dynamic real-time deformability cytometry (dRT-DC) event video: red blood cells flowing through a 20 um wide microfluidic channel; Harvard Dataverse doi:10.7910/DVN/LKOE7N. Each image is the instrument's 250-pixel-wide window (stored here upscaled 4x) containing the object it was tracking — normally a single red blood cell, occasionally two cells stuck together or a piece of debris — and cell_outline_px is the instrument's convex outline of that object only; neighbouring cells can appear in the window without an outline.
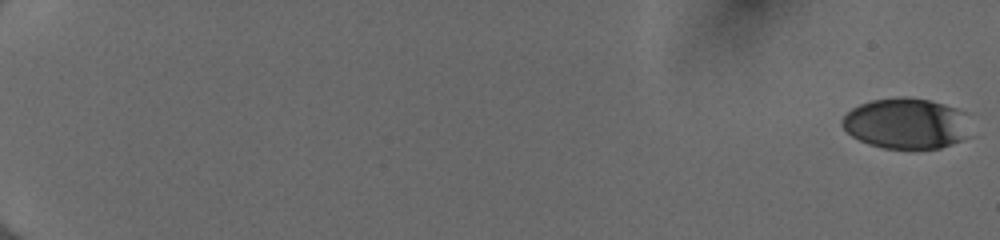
{"species": "human", "species_latin": "Homo sapiens", "temperature_condition": "cold", "stored_images_in_passage": 28, "camera_frame_rate_fps": 3000, "um_per_image_px": 0.085, "donor": {"sex": "female"}, "frame": {"image": 1, "passage_image": 1, "time_ms": 0.0, "image_size_px": [1000, 240], "cell_outline_px": [[964, 112], [960, 140], [952, 144], [940, 148], [884, 148], [868, 144], [852, 136], [840, 124], [844, 116], [852, 108], [860, 104], [872, 100], [904, 96], [928, 100], [944, 104], [956, 108]], "centroid_in_image_um": [76.89, 10.48], "position_along_channel_um": 8.1, "area_um2": 36.82}}
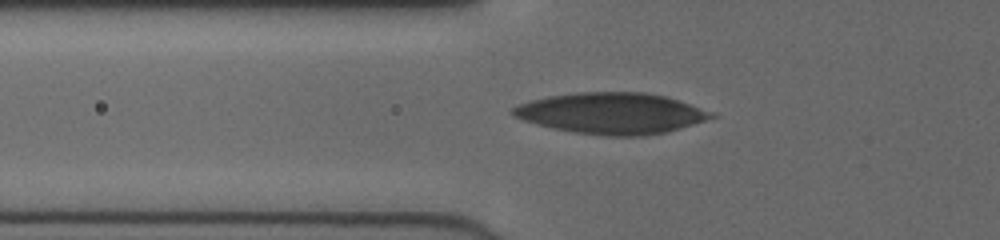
{"frame": {"image": 2, "passage_image": 23, "time_ms": 7.333, "image_size_px": [1000, 240], "cell_outline_px": [[716, 116], [668, 132], [640, 136], [604, 136], [572, 132], [552, 128], [536, 124], [524, 120], [516, 116], [512, 112], [512, 108], [520, 104], [532, 100], [548, 96], [576, 92], [644, 92], [664, 96], [712, 112]], "centroid_in_image_um": [51.95, 9.63], "position_along_channel_um": 73.9, "area_um2": 47.05}}
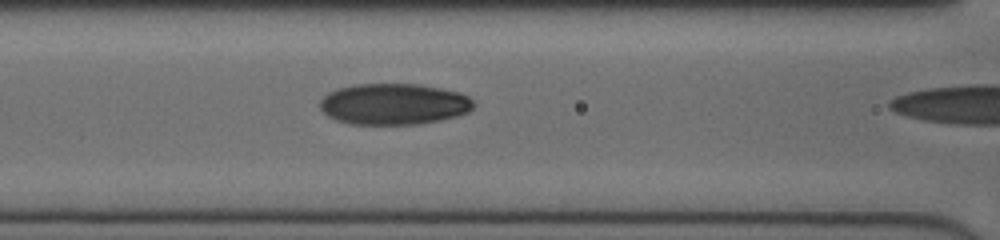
{"frame": {"image": 3, "passage_image": 27, "time_ms": 8.667, "image_size_px": [1000, 240], "cell_outline_px": [[472, 108], [468, 112], [456, 116], [420, 124], [348, 124], [336, 120], [328, 116], [320, 108], [320, 100], [328, 92], [336, 88], [356, 84], [420, 84], [460, 92], [468, 96], [472, 100]], "centroid_in_image_um": [33.44, 8.84], "position_along_channel_um": 133.2, "area_um2": 36.93}}